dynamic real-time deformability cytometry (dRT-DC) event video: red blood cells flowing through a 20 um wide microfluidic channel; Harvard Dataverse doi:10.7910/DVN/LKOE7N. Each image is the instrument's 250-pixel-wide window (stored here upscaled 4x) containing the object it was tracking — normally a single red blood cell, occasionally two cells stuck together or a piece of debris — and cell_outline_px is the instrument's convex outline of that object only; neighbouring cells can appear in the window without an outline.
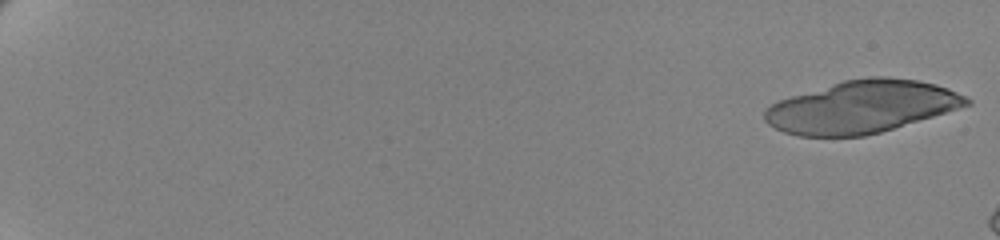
{"species": "human", "species_latin": "Homo sapiens", "temperature_condition": "cold", "stored_images_in_passage": 16, "camera_frame_rate_fps": 3000, "um_per_image_px": 0.085, "donor": {"sex": "female"}, "frame": {"image": 1, "passage_image": 1, "time_ms": 0.0, "image_size_px": [1000, 240], "cell_outline_px": [[972, 104], [880, 132], [864, 136], [796, 136], [784, 132], [768, 124], [764, 120], [764, 108], [780, 100], [792, 96], [844, 80], [868, 76], [888, 76], [920, 80], [936, 84], [948, 88], [972, 100]], "centroid_in_image_um": [73.24, 9.07], "position_along_channel_um": 11.8, "area_um2": 61.33}}